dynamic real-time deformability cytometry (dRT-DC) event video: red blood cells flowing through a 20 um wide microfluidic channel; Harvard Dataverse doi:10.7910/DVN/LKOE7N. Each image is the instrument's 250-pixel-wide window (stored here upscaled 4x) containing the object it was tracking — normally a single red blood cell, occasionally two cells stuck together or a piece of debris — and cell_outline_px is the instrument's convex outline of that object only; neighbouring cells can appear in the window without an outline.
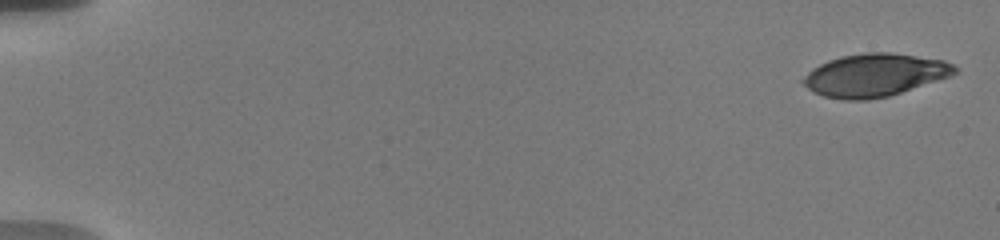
{"species": "human", "species_latin": "Homo sapiens", "temperature_condition": "warm", "stored_images_in_passage": 39, "camera_frame_rate_fps": 3000, "um_per_image_px": 0.085, "donor": {"sex": "male"}, "frame": {"image": 1, "passage_image": 1, "time_ms": 0.0, "image_size_px": [1000, 240], "cell_outline_px": [[960, 68], [956, 72], [948, 76], [888, 96], [868, 100], [844, 100], [824, 96], [812, 92], [800, 80], [812, 68], [828, 60], [840, 56], [864, 52], [892, 52], [944, 60]], "centroid_in_image_um": [74.3, 6.37], "position_along_channel_um": 10.7, "area_um2": 37.69}}
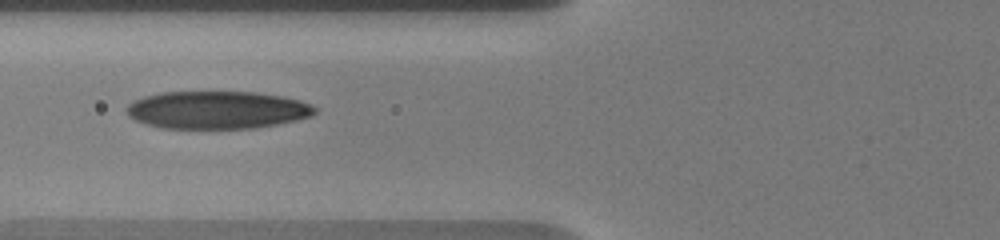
{"frame": {"image": 2, "passage_image": 16, "time_ms": 7.333, "image_size_px": [1000, 240], "cell_outline_px": [[316, 112], [312, 116], [296, 120], [256, 128], [164, 128], [148, 124], [136, 120], [128, 116], [128, 104], [132, 100], [144, 96], [160, 92], [256, 92], [280, 96], [300, 100], [316, 108]], "centroid_in_image_um": [18.45, 9.34], "position_along_channel_um": 107.3, "area_um2": 41.21}}
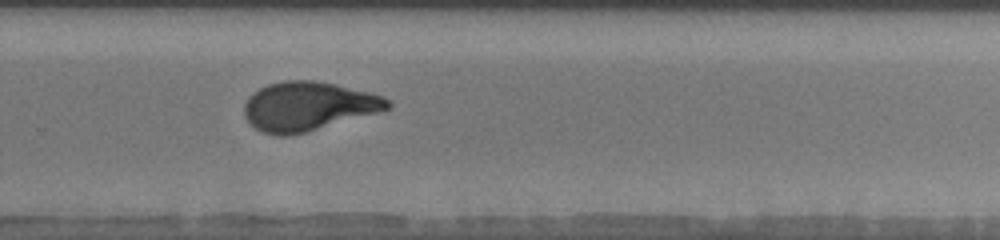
{"frame": {"image": 3, "passage_image": 27, "time_ms": 12.667, "image_size_px": [1000, 240], "cell_outline_px": [[392, 108], [380, 112], [304, 132], [288, 136], [276, 136], [264, 132], [256, 128], [244, 116], [244, 104], [248, 96], [260, 88], [268, 84], [284, 80], [316, 80], [336, 84], [384, 96], [392, 100]], "centroid_in_image_um": [26.22, 9.02], "position_along_channel_um": 303.6, "area_um2": 40.98}, "authors_computed_cell_mechanics": {"area_um2": 40.9224, "velocity_mm_per_s": 3.685, "shape_relaxation_time_tau1_ms": 4.708, "shape_relaxation_time_tau2_ms": 1.3554, "deformation_change_tau1": 0.2138, "deformation_change_tau2": 0.0845}}